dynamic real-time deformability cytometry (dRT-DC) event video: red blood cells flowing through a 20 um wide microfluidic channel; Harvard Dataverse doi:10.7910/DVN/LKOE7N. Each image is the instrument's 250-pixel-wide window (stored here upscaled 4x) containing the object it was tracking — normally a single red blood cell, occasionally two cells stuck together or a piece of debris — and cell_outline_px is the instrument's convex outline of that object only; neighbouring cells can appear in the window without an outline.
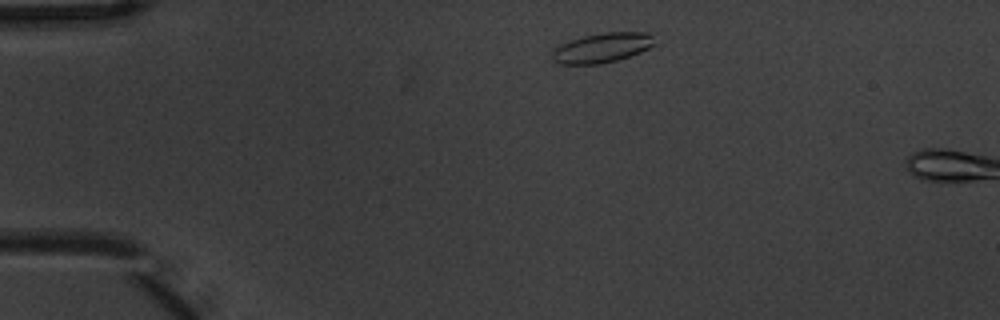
{"species": "common noctule bat (a hibernating species)", "species_latin": "Nyctalus noctula", "temperature_condition": "warm", "stored_images_in_passage": 2, "camera_frame_rate_fps": 3000, "um_per_image_px": 0.085, "animal": {"sex": "male", "body_mass_g": 20.1, "forearm_length_mm": 53.5}, "frame": {"image": 1, "passage_image": 1, "time_ms": 0.0, "image_size_px": [1000, 320], "cell_outline_px": [[656, 44], [640, 52], [616, 60], [600, 64], [560, 64], [552, 60], [552, 52], [560, 44], [584, 36], [604, 32], [648, 32], [652, 36]], "centroid_in_image_um": [51.18, 4.06], "position_along_channel_um": 33.8, "area_um2": 17.57}}